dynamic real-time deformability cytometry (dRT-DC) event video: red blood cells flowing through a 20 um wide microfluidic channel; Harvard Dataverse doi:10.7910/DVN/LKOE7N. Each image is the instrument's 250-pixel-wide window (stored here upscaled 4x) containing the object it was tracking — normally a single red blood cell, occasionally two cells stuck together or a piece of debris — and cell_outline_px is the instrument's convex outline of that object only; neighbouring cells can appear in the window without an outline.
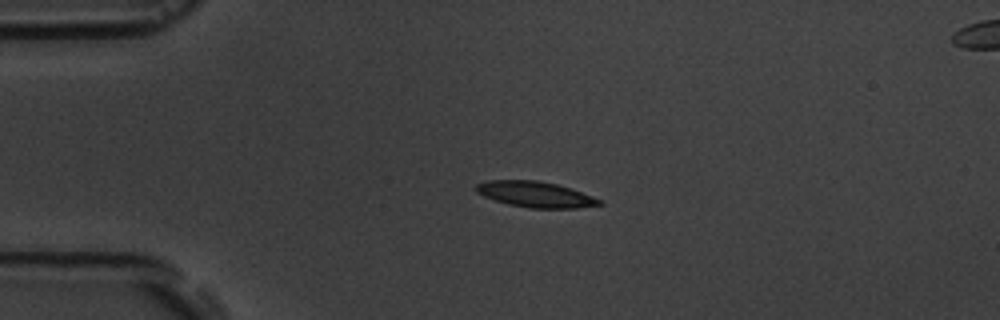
{"species": "common noctule bat (a hibernating species)", "species_latin": "Nyctalus noctula", "temperature_condition": "room temperature", "stored_images_in_passage": 4, "camera_frame_rate_fps": 3000, "um_per_image_px": 0.085, "animal": {"sex": "male", "body_mass_g": 19.5, "forearm_length_mm": 54.6}, "frame": {"image": 1, "passage_image": 3, "time_ms": 3.0, "image_size_px": [1000, 320], "cell_outline_px": [[604, 204], [576, 208], [528, 208], [508, 204], [484, 196], [476, 192], [476, 184], [488, 180], [536, 180], [556, 184], [592, 196], [600, 200]], "centroid_in_image_um": [45.48, 16.52], "position_along_channel_um": 39.5, "area_um2": 18.26}}